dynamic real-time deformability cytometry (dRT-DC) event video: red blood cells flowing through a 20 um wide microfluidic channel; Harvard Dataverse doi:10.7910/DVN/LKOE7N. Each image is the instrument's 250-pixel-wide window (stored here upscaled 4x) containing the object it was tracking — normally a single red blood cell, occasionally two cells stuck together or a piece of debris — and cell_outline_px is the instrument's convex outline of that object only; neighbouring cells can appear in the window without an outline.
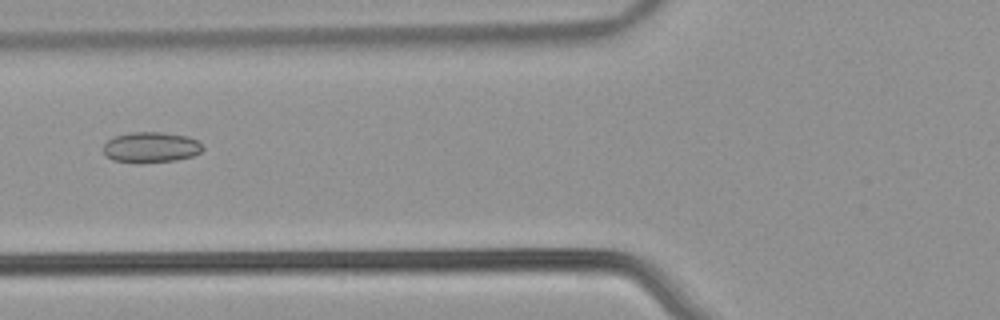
{"species": "common noctule bat (a hibernating species)", "species_latin": "Nyctalus noctula", "temperature_condition": "warm", "stored_images_in_passage": 49, "camera_frame_rate_fps": 3000, "um_per_image_px": 0.085, "animal": {"sex": "male", "body_mass_g": 21.5, "forearm_length_mm": 52.0}, "frame": {"image": 1, "passage_image": 17, "time_ms": 5.333, "image_size_px": [1000, 320], "cell_outline_px": [[204, 148], [200, 152], [192, 156], [176, 160], [140, 164], [136, 164], [112, 160], [104, 156], [104, 144], [108, 140], [116, 136], [128, 132], [164, 132], [188, 136], [196, 140]], "centroid_in_image_um": [12.79, 12.53], "position_along_channel_um": 113.0, "area_um2": 18.03}}
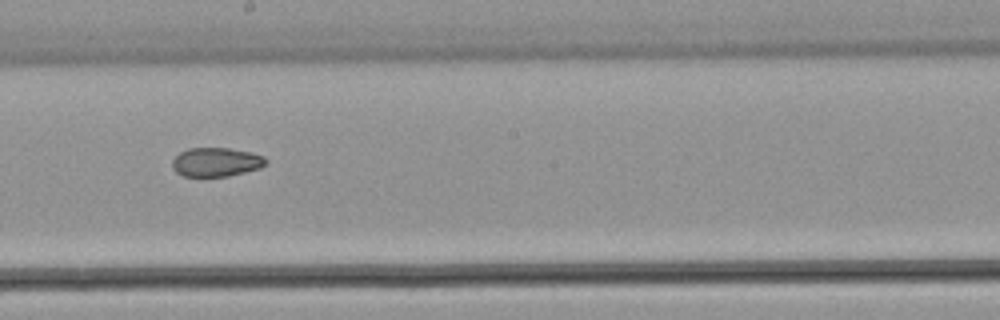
{"frame": {"image": 2, "passage_image": 26, "time_ms": 8.333, "image_size_px": [1000, 320], "cell_outline_px": [[268, 160], [260, 168], [228, 176], [184, 176], [176, 172], [172, 168], [172, 160], [180, 152], [188, 148], [228, 148], [252, 152], [264, 156]], "centroid_in_image_um": [18.37, 13.77], "position_along_channel_um": 229.8, "area_um2": 15.78}}
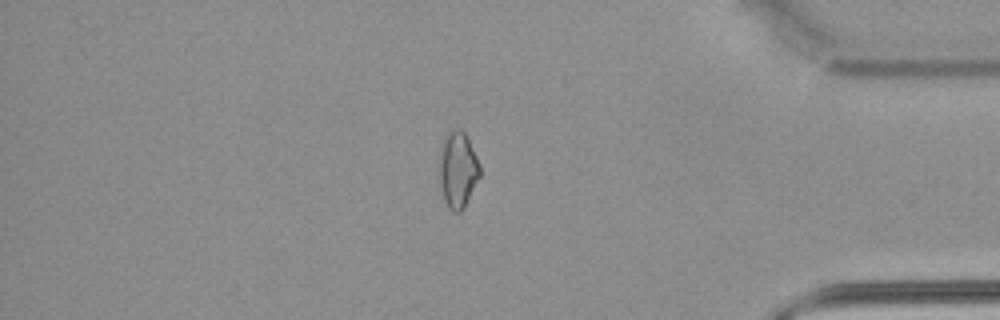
{"frame": {"image": 3, "passage_image": 41, "time_ms": 13.333, "image_size_px": [1000, 320], "cell_outline_px": [[480, 176], [460, 212], [452, 212], [448, 208], [444, 200], [440, 180], [440, 144], [444, 136], [452, 128], [460, 128], [464, 132], [480, 164]], "centroid_in_image_um": [38.9, 14.38], "position_along_channel_um": 396.3, "area_um2": 17.8}, "authors_computed_cell_mechanics": {"area_um2": 17.8024, "velocity_mm_per_s": 3.896, "shape_relaxation_time_tau1_ms": null, "shape_relaxation_time_tau2_ms": 7.1645, "deformation_change_tau1": null, "deformation_change_tau2": 0.1224}}